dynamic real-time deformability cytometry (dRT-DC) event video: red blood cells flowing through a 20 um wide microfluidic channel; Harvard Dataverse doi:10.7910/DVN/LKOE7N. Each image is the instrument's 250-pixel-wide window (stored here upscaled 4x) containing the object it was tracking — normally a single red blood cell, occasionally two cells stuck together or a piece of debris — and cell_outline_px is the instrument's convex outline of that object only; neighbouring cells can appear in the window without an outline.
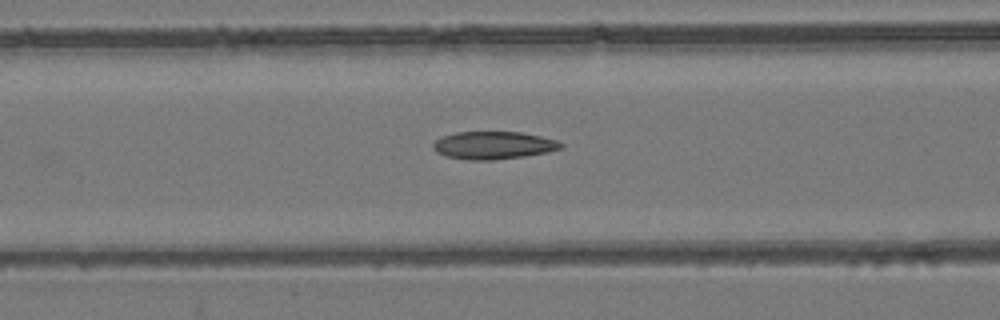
{"species": "common noctule bat (a hibernating species)", "species_latin": "Nyctalus noctula", "temperature_condition": "room temperature", "stored_images_in_passage": 44, "camera_frame_rate_fps": 3000, "um_per_image_px": 0.085, "animal": {"sex": "female", "body_mass_g": 24.6, "forearm_length_mm": 56.2}, "frame": {"image": 1, "passage_image": 12, "time_ms": 3.667, "image_size_px": [1000, 320], "cell_outline_px": [[564, 148], [548, 152], [524, 156], [492, 160], [468, 160], [444, 156], [436, 152], [432, 148], [432, 144], [440, 136], [456, 132], [520, 132], [540, 136], [556, 140], [564, 144]], "centroid_in_image_um": [41.92, 12.35], "position_along_channel_um": 124.7, "area_um2": 20.81}}
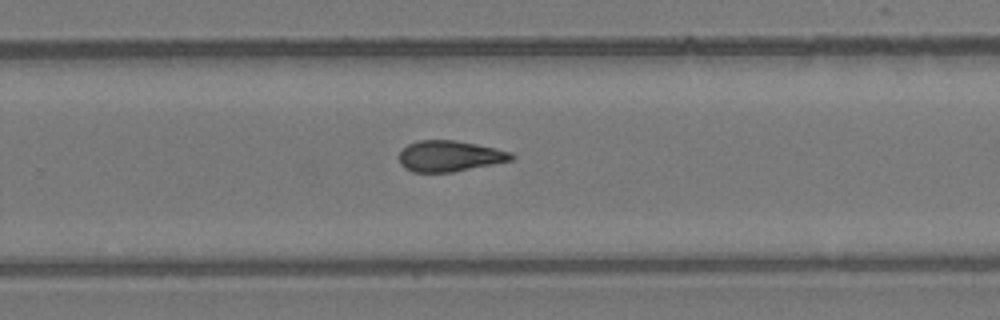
{"frame": {"image": 2, "passage_image": 25, "time_ms": 8.0, "image_size_px": [1000, 320], "cell_outline_px": [[516, 156], [512, 160], [452, 172], [412, 172], [404, 168], [400, 164], [400, 152], [408, 144], [416, 140], [456, 140], [496, 148], [512, 152]], "centroid_in_image_um": [38.22, 13.26], "position_along_channel_um": 291.6, "area_um2": 20.23}}
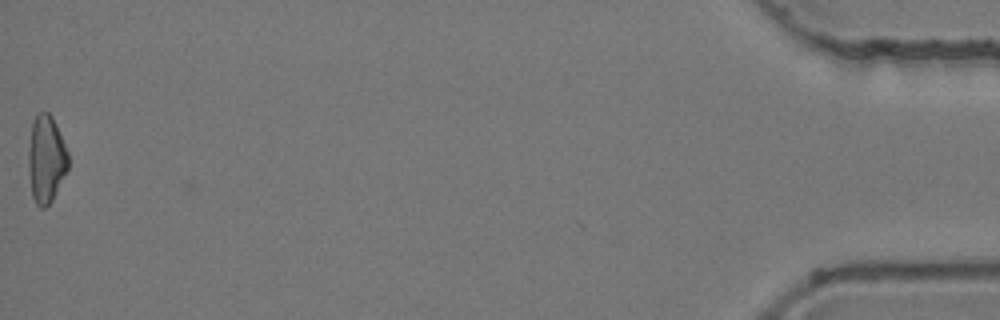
{"frame": {"image": 3, "passage_image": 44, "time_ms": 14.333, "image_size_px": [1000, 320], "cell_outline_px": [[68, 168], [52, 200], [44, 208], [40, 208], [36, 204], [32, 196], [28, 168], [28, 152], [32, 120], [36, 112], [48, 112], [52, 116], [56, 124], [68, 152]], "centroid_in_image_um": [3.9, 13.49], "position_along_channel_um": 431.3, "area_um2": 20.35}, "authors_computed_cell_mechanics": {"area_um2": 20.4901, "velocity_mm_per_s": 3.855, "shape_relaxation_time_tau1_ms": null, "shape_relaxation_time_tau2_ms": 9.1145, "deformation_change_tau1": null, "deformation_change_tau2": 0.1832}}